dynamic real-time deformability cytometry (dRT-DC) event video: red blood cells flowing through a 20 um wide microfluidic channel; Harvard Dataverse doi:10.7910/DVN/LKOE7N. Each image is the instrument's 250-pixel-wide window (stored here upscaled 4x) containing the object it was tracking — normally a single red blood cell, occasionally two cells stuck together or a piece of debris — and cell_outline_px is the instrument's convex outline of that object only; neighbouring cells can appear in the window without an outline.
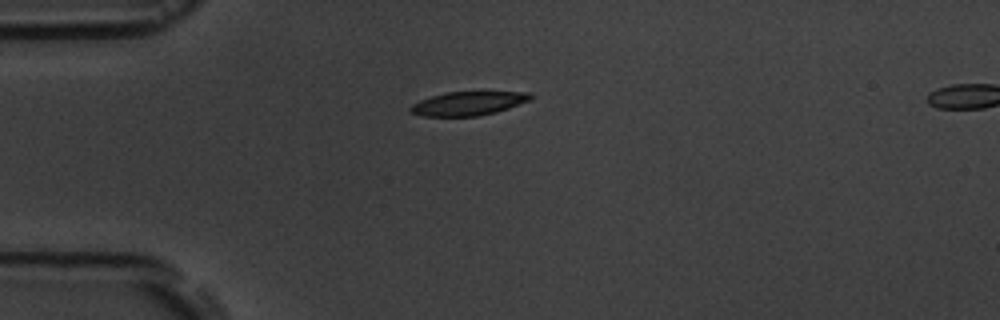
{"species": "common noctule bat (a hibernating species)", "species_latin": "Nyctalus noctula", "temperature_condition": "room temperature", "stored_images_in_passage": 4, "camera_frame_rate_fps": 3000, "um_per_image_px": 0.085, "animal": {"sex": "male", "body_mass_g": 19.5, "forearm_length_mm": 54.6}, "frame": {"image": 1, "passage_image": 1, "time_ms": 0.0, "image_size_px": [1000, 320], "cell_outline_px": [[532, 96], [528, 100], [508, 108], [496, 112], [476, 116], [424, 116], [408, 112], [408, 108], [412, 104], [420, 100], [444, 92], [532, 92]], "centroid_in_image_um": [39.74, 8.79], "position_along_channel_um": 45.3, "area_um2": 16.53}}
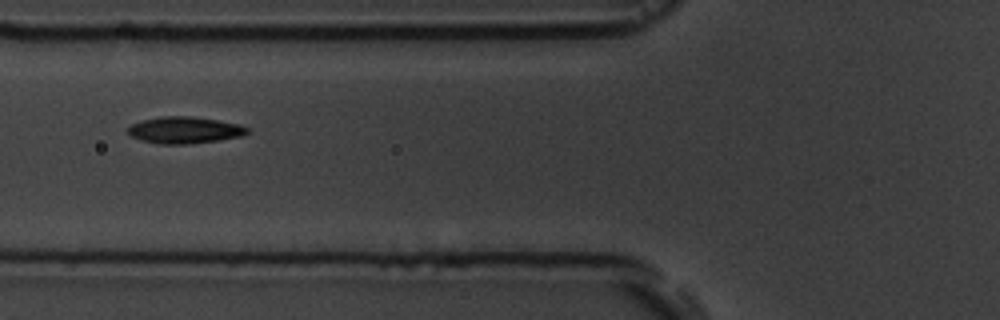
{"frame": {"image": 2, "passage_image": 3, "time_ms": 2.333, "image_size_px": [1000, 320], "cell_outline_px": [[248, 132], [240, 136], [220, 140], [188, 144], [160, 144], [140, 140], [132, 136], [128, 132], [128, 128], [132, 124], [140, 120], [160, 116], [192, 116], [240, 124], [248, 128]], "centroid_in_image_um": [15.67, 11.05], "position_along_channel_um": 110.1, "area_um2": 18.55}}
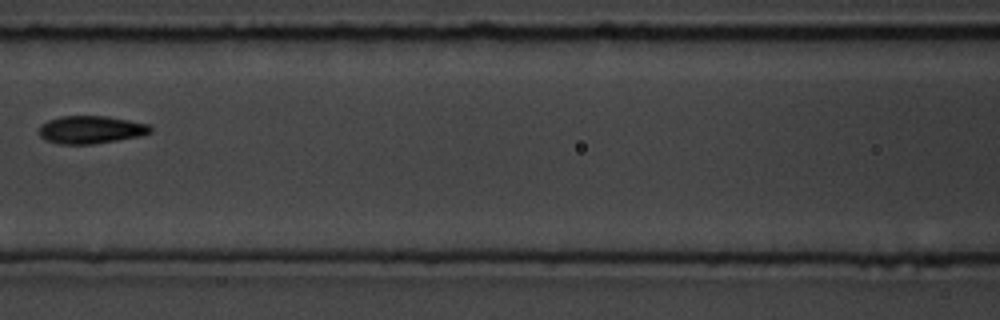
{"frame": {"image": 3, "passage_image": 4, "time_ms": 3.667, "image_size_px": [1000, 320], "cell_outline_px": [[152, 132], [140, 136], [92, 144], [60, 144], [44, 140], [40, 136], [40, 124], [48, 120], [60, 116], [104, 116], [128, 120], [148, 124], [152, 128]], "centroid_in_image_um": [7.7, 11.02], "position_along_channel_um": 158.9, "area_um2": 17.98}}